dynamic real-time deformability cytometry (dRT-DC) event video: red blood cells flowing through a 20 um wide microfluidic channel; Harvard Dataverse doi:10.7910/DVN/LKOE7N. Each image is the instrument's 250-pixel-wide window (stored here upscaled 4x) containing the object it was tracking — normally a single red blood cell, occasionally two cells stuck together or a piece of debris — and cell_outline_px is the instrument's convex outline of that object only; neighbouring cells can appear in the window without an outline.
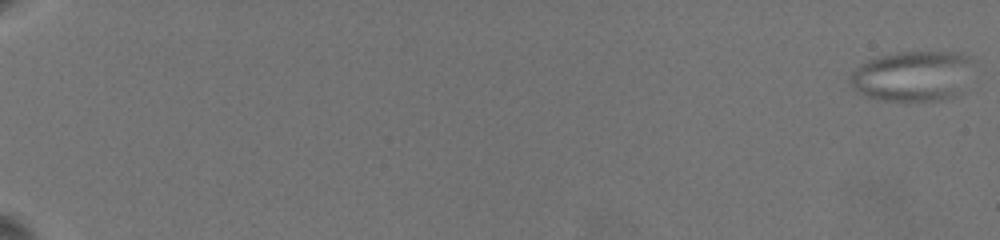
{"species": "common noctule bat (a hibernating species)", "species_latin": "Nyctalus noctula", "temperature_condition": "warm", "stored_images_in_passage": 28, "camera_frame_rate_fps": 3000, "um_per_image_px": 0.085, "animal": {"sex": "female", "body_mass_g": 19.5, "forearm_length_mm": 54.1}, "frame": {"image": 1, "passage_image": 1, "time_ms": 0.0, "image_size_px": [1000, 240], "cell_outline_px": [[968, 60], [952, 96], [940, 100], [884, 100], [868, 96], [856, 92], [848, 80], [848, 76], [860, 64], [868, 60], [880, 56], [900, 52], [960, 52], [968, 56]], "centroid_in_image_um": [77.33, 6.44], "position_along_channel_um": 7.7, "area_um2": 34.28}}
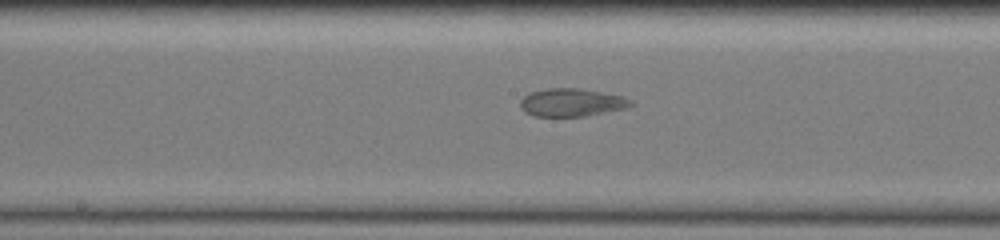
{"frame": {"image": 2, "passage_image": 17, "time_ms": 12.333, "image_size_px": [1000, 240], "cell_outline_px": [[636, 104], [628, 108], [584, 116], [536, 116], [524, 112], [520, 104], [520, 100], [524, 96], [532, 92], [548, 88], [580, 88], [624, 96], [632, 100]], "centroid_in_image_um": [48.65, 8.71], "position_along_channel_um": 199.6, "area_um2": 18.09}}
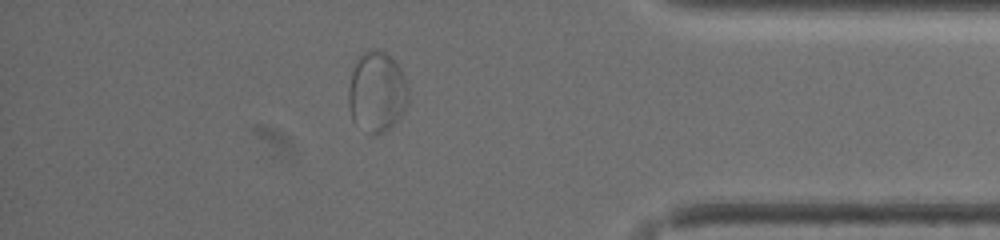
{"frame": {"image": 3, "passage_image": 25, "time_ms": 18.667, "image_size_px": [1000, 240], "cell_outline_px": [[408, 100], [404, 108], [396, 120], [388, 128], [376, 136], [368, 132], [356, 124], [352, 120], [348, 104], [348, 88], [352, 72], [356, 60], [364, 52], [376, 48], [384, 52], [400, 68], [408, 84]], "centroid_in_image_um": [32.01, 7.81], "position_along_channel_um": 403.2, "area_um2": 27.8}}